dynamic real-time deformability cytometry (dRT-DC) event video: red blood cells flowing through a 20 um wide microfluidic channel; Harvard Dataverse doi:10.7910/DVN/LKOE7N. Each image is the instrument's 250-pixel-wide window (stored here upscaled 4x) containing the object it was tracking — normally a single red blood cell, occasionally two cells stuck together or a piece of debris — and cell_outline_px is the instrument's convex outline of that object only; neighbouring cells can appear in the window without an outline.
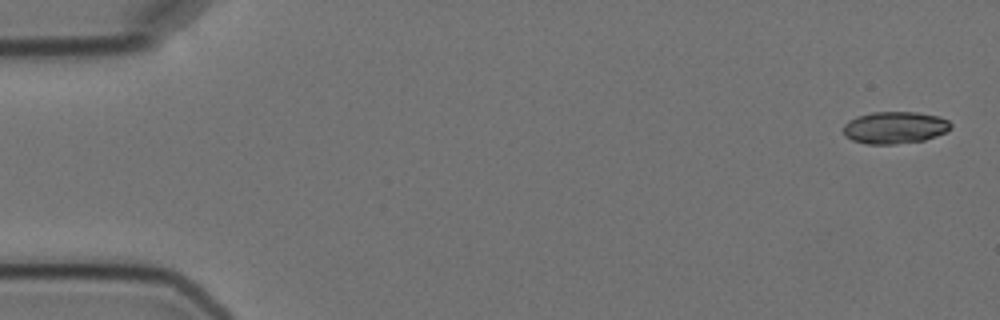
{"species": "Egyptian fruit bat (a non-hibernating species)", "species_latin": "Rousettus aegyptiacus", "temperature_condition": "cold", "stored_images_in_passage": 6, "camera_frame_rate_fps": 3000, "um_per_image_px": 0.085, "animal": {"sex": "female"}, "frame": {"image": 1, "passage_image": 1, "time_ms": 0.0, "image_size_px": [1000, 320], "cell_outline_px": [[952, 128], [936, 136], [924, 140], [896, 144], [868, 144], [852, 140], [844, 136], [844, 124], [848, 120], [856, 116], [872, 112], [916, 112], [940, 116], [948, 120], [952, 124]], "centroid_in_image_um": [76.06, 10.84], "position_along_channel_um": 8.9, "area_um2": 20.23}}